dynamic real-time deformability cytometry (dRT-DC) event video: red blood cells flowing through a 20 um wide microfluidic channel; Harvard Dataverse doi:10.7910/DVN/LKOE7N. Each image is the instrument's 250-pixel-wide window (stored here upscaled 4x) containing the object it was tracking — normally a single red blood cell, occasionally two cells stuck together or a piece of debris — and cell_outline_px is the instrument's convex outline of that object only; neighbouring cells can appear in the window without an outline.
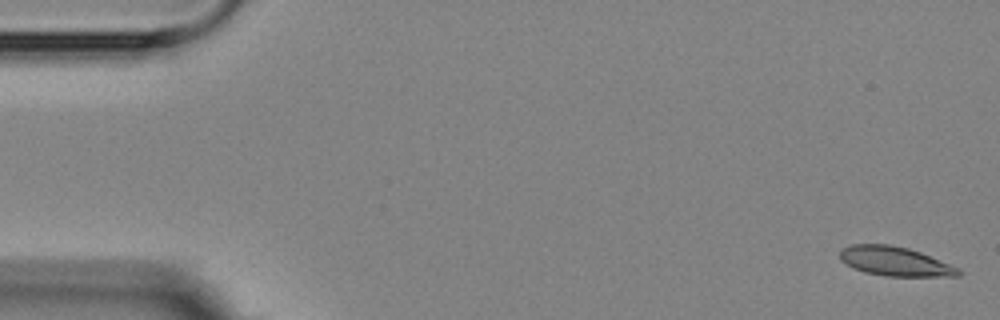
{"species": "Egyptian fruit bat (a non-hibernating species)", "species_latin": "Rousettus aegyptiacus", "temperature_condition": "room temperature", "stored_images_in_passage": 19, "segment_of_instrument_passage": [1, 3], "camera_frame_rate_fps": 3000, "um_per_image_px": 0.085, "animal": {"sex": "female"}, "frame": {"image": 1, "passage_image": 1, "time_ms": 0.0, "image_size_px": [1000, 320], "cell_outline_px": [[964, 272], [960, 276], [888, 276], [864, 272], [852, 268], [840, 260], [840, 248], [852, 244], [888, 244], [908, 248], [920, 252], [960, 268]], "centroid_in_image_um": [76.07, 22.21], "position_along_channel_um": 8.9, "area_um2": 20.35}}